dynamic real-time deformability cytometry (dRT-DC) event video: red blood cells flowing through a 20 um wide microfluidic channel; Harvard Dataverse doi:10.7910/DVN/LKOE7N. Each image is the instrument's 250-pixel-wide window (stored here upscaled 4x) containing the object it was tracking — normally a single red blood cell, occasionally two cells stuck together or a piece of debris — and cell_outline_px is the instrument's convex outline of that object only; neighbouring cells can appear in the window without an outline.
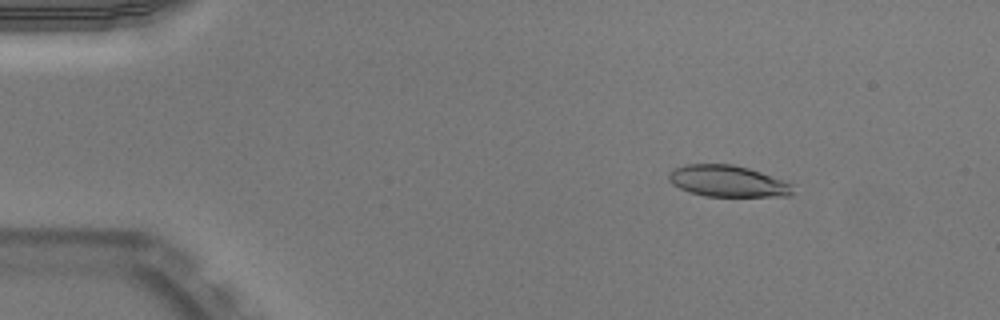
{"species": "Egyptian fruit bat (a non-hibernating species)", "species_latin": "Rousettus aegyptiacus", "temperature_condition": "warm", "stored_images_in_passage": 52, "camera_frame_rate_fps": 3000, "um_per_image_px": 0.085, "animal": {"sex": "male"}, "frame": {"image": 1, "passage_image": 8, "time_ms": 2.333, "image_size_px": [1000, 320], "cell_outline_px": [[792, 196], [704, 196], [688, 192], [672, 184], [668, 180], [668, 172], [684, 164], [732, 164], [748, 168], [760, 172], [792, 184]], "centroid_in_image_um": [61.8, 15.4], "position_along_channel_um": 23.2, "area_um2": 22.66}}
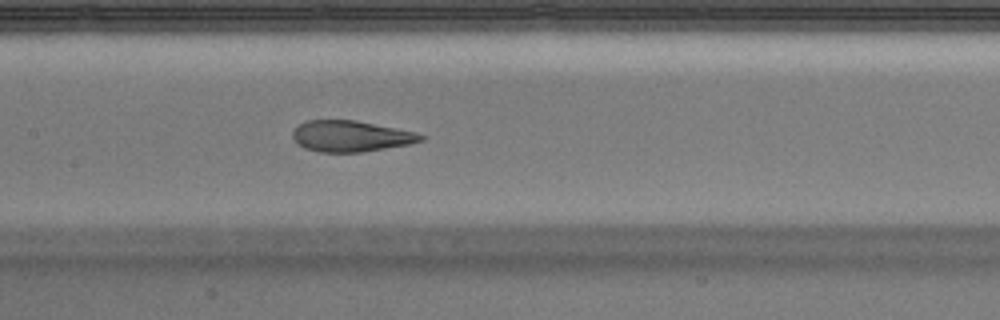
{"frame": {"image": 2, "passage_image": 26, "time_ms": 8.333, "image_size_px": [1000, 320], "cell_outline_px": [[428, 136], [424, 140], [408, 144], [360, 152], [320, 152], [304, 148], [292, 136], [292, 132], [300, 124], [308, 120], [356, 120], [416, 132]], "centroid_in_image_um": [29.85, 11.57], "position_along_channel_um": 177.5, "area_um2": 23.0}}
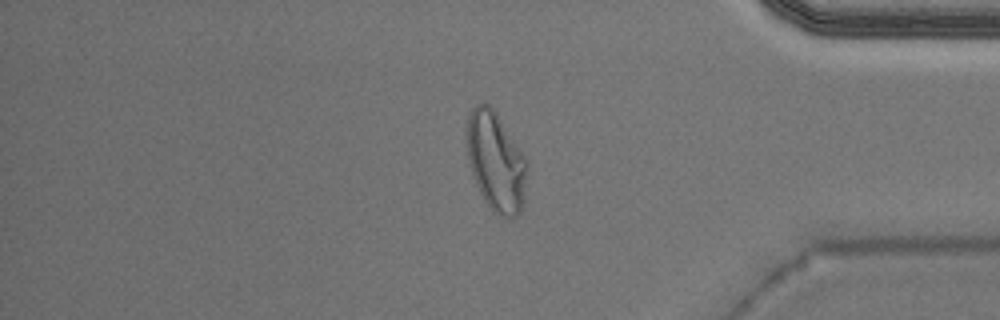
{"frame": {"image": 3, "passage_image": 44, "time_ms": 14.333, "image_size_px": [1000, 320], "cell_outline_px": [[528, 172], [524, 200], [520, 212], [516, 216], [500, 216], [484, 200], [476, 184], [468, 160], [468, 116], [472, 108], [476, 104], [488, 104], [496, 112], [528, 160]], "centroid_in_image_um": [42.19, 13.74], "position_along_channel_um": 393.0, "area_um2": 34.56}, "authors_computed_cell_mechanics": {"area_um2": 23.987, "velocity_mm_per_s": 3.9611, "shape_relaxation_time_tau1_ms": null, "shape_relaxation_time_tau2_ms": 0.9361, "deformation_change_tau1": null, "deformation_change_tau2": 0.0761}}